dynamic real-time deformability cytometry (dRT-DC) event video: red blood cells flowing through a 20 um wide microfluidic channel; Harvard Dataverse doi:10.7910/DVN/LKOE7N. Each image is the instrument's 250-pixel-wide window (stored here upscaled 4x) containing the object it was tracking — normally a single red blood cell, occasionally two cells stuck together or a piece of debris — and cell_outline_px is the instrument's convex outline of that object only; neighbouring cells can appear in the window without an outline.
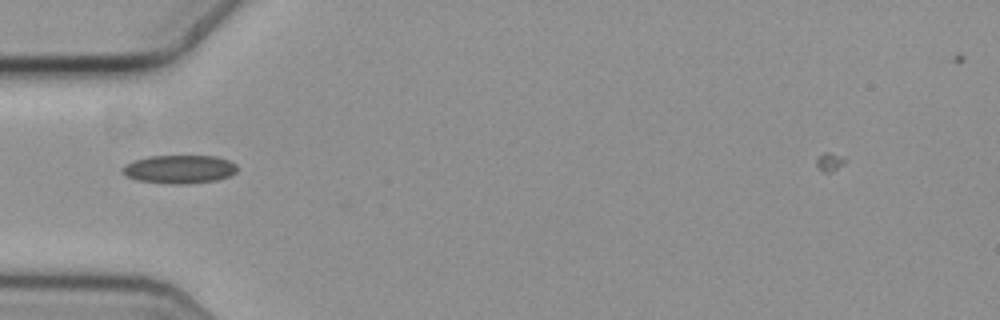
{"species": "common noctule bat (a hibernating species)", "species_latin": "Nyctalus noctula", "temperature_condition": "cold", "stored_images_in_passage": 12, "camera_frame_rate_fps": 3000, "um_per_image_px": 0.085, "animal": {"sex": "female", "body_mass_g": 19.3, "forearm_length_mm": 54.1}, "frame": {"image": 1, "passage_image": 5, "time_ms": 1.333, "image_size_px": [1000, 320], "cell_outline_px": [[236, 172], [228, 176], [216, 180], [184, 184], [172, 184], [136, 180], [120, 172], [120, 168], [124, 164], [136, 160], [152, 156], [216, 156], [228, 160], [236, 164]], "centroid_in_image_um": [15.22, 14.38], "position_along_channel_um": 69.8, "area_um2": 18.9}}
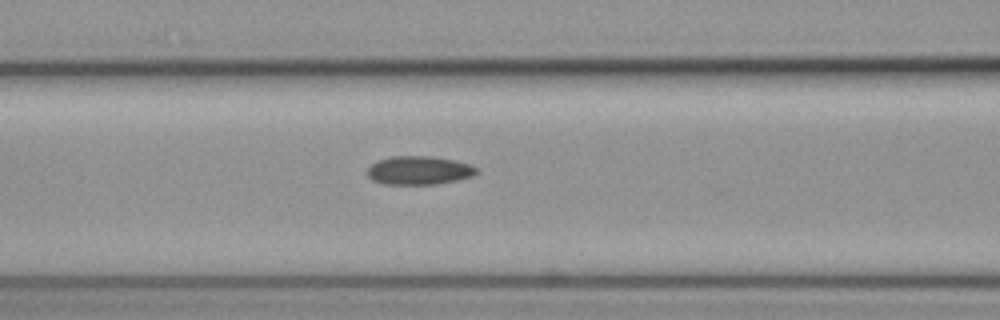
{"frame": {"image": 2, "passage_image": 10, "time_ms": 3.0, "image_size_px": [1000, 320], "cell_outline_px": [[476, 172], [472, 176], [456, 180], [436, 184], [384, 184], [372, 180], [368, 176], [368, 168], [376, 160], [392, 156], [432, 156], [452, 160], [468, 164], [476, 168]], "centroid_in_image_um": [35.56, 14.48], "position_along_channel_um": 131.0, "area_um2": 17.98}}